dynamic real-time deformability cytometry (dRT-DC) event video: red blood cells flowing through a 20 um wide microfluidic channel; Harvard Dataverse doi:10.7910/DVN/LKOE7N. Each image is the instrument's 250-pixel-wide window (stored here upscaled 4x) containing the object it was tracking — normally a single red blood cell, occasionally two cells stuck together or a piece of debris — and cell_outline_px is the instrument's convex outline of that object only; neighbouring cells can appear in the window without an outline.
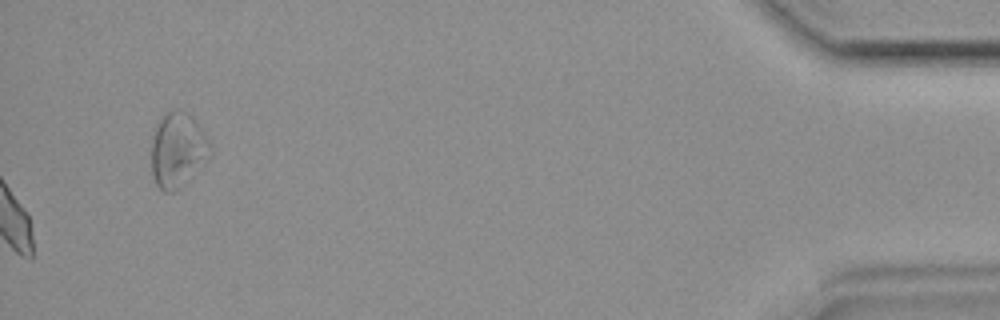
{"species": "common noctule bat (a hibernating species)", "species_latin": "Nyctalus noctula", "temperature_condition": "room temperature", "stored_images_in_passage": 46, "camera_frame_rate_fps": 3000, "um_per_image_px": 0.085, "animal": {"sex": "female", "body_mass_g": 19.9}, "frame": {"image": 1, "passage_image": 46, "time_ms": 15.0, "image_size_px": [1000, 320], "cell_outline_px": [[212, 152], [208, 160], [176, 192], [164, 192], [156, 184], [152, 176], [152, 140], [156, 124], [172, 108], [180, 108], [188, 112], [196, 120], [212, 144]], "centroid_in_image_um": [15.14, 12.73], "position_along_channel_um": 420.1, "area_um2": 26.13}}